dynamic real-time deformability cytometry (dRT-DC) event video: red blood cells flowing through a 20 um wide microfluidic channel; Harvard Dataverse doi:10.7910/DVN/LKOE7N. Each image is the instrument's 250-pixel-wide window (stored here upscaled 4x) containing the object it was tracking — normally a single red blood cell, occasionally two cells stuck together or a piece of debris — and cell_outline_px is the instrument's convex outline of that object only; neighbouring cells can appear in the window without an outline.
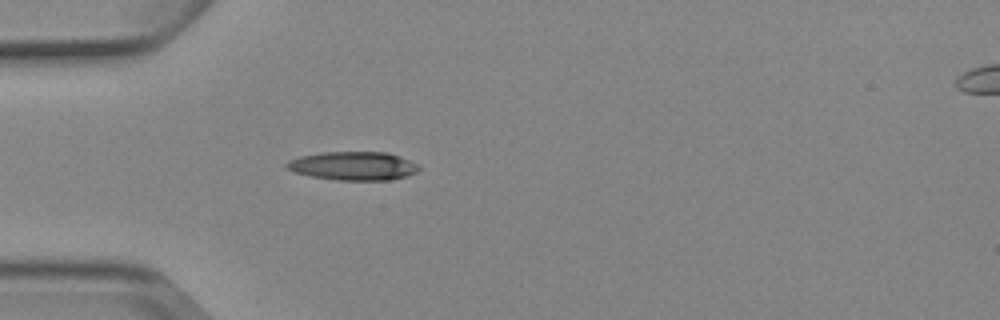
{"species": "Egyptian fruit bat (a non-hibernating species)", "species_latin": "Rousettus aegyptiacus", "temperature_condition": "cold", "stored_images_in_passage": 2, "segment_of_instrument_passage": [1, 2], "camera_frame_rate_fps": 3000, "um_per_image_px": 0.085, "animal": {"sex": "female"}, "frame": {"image": 1, "passage_image": 1, "time_ms": 0.0, "image_size_px": [1000, 320], "cell_outline_px": [[420, 168], [416, 172], [408, 176], [392, 180], [336, 180], [312, 176], [296, 172], [288, 168], [284, 164], [288, 160], [300, 156], [324, 152], [388, 152], [400, 156], [416, 164]], "centroid_in_image_um": [30.04, 14.1], "position_along_channel_um": 55.0, "area_um2": 21.96}}